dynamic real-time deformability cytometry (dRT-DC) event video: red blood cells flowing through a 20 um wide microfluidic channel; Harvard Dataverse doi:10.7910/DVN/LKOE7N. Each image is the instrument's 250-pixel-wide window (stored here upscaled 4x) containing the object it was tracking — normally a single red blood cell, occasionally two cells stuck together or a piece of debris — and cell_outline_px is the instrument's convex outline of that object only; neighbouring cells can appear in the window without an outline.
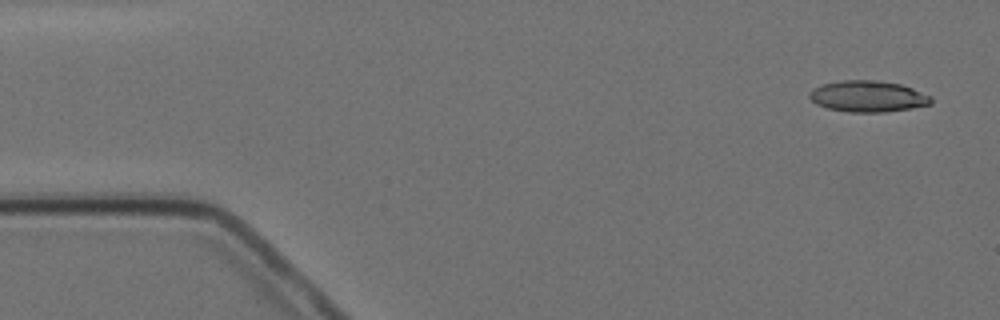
{"species": "Egyptian fruit bat (a non-hibernating species)", "species_latin": "Rousettus aegyptiacus", "temperature_condition": "cold", "stored_images_in_passage": 7, "camera_frame_rate_fps": 3000, "um_per_image_px": 0.085, "animal": {"sex": "female"}, "frame": {"image": 1, "passage_image": 1, "time_ms": 0.0, "image_size_px": [1000, 320], "cell_outline_px": [[932, 104], [912, 108], [884, 112], [848, 112], [828, 108], [816, 104], [808, 96], [808, 92], [812, 88], [820, 84], [840, 80], [876, 80], [900, 84], [912, 88], [932, 96]], "centroid_in_image_um": [73.75, 8.18], "position_along_channel_um": 11.3, "area_um2": 22.37}}
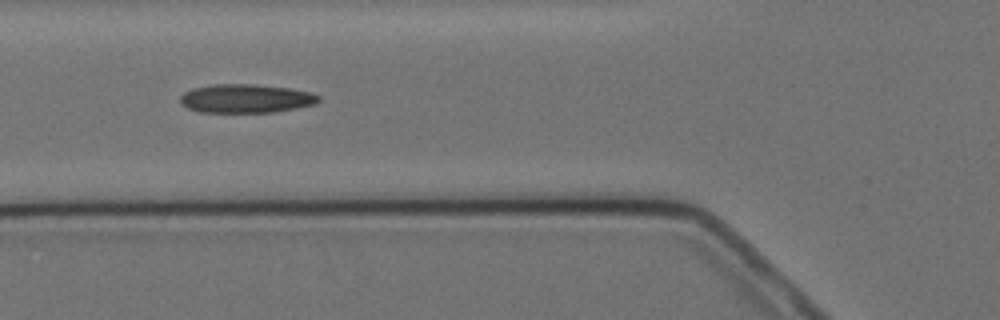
{"frame": {"image": 2, "passage_image": 6, "time_ms": 5.667, "image_size_px": [1000, 320], "cell_outline_px": [[320, 100], [316, 104], [296, 108], [272, 112], [200, 112], [188, 108], [180, 104], [180, 96], [184, 92], [192, 88], [216, 84], [252, 84], [288, 88], [312, 92], [320, 96]], "centroid_in_image_um": [20.9, 8.37], "position_along_channel_um": 104.9, "area_um2": 23.18}}
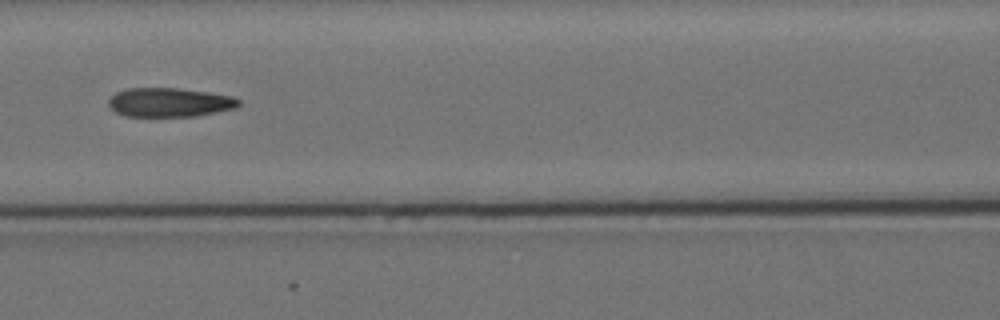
{"frame": {"image": 3, "passage_image": 7, "time_ms": 7.0, "image_size_px": [1000, 320], "cell_outline_px": [[240, 104], [236, 108], [196, 116], [124, 116], [116, 112], [108, 104], [108, 100], [116, 92], [128, 88], [176, 88], [208, 92], [232, 96], [240, 100]], "centroid_in_image_um": [14.41, 8.7], "position_along_channel_um": 152.2, "area_um2": 21.96}}